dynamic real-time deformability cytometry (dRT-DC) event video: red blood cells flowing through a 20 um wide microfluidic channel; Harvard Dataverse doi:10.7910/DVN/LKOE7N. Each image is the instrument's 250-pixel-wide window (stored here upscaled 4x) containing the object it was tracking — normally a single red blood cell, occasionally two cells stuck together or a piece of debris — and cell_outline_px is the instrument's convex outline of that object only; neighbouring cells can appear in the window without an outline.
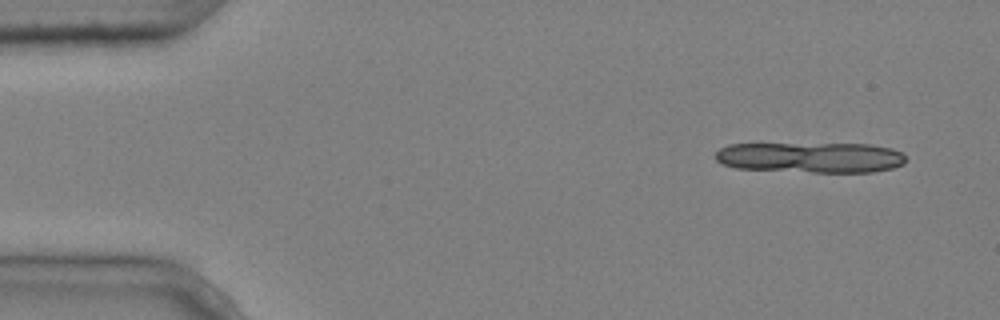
{"species": "common noctule bat (a hibernating species)", "species_latin": "Nyctalus noctula", "temperature_condition": "cold", "stored_images_in_passage": 5, "camera_frame_rate_fps": 3000, "um_per_image_px": 0.085, "animal": {"sex": "male", "body_mass_g": 20.4}, "frame": {"image": 1, "passage_image": 1, "time_ms": 0.0, "image_size_px": [1000, 320], "cell_outline_px": [[908, 160], [904, 164], [892, 168], [872, 172], [812, 172], [736, 168], [724, 164], [716, 160], [716, 152], [720, 148], [728, 144], [872, 144], [892, 148], [900, 152]], "centroid_in_image_um": [68.95, 13.38], "position_along_channel_um": 16.1, "area_um2": 33.93}}